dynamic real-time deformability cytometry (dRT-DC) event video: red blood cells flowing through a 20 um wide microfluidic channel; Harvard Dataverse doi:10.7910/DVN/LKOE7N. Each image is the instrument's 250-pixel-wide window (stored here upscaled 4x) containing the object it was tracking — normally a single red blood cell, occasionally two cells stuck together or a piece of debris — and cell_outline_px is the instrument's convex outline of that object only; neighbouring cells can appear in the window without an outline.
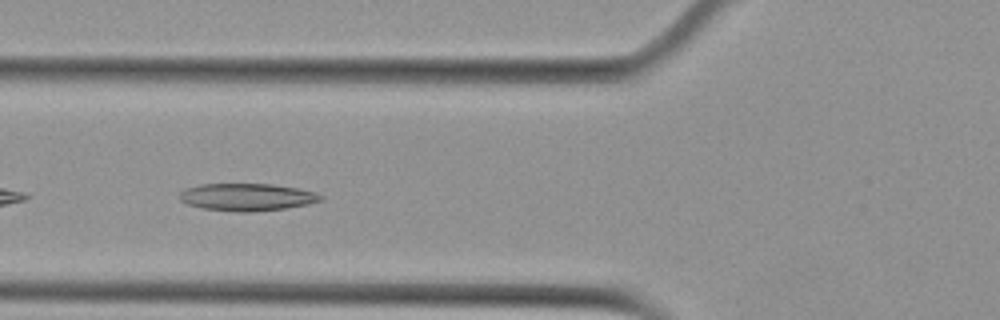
{"species": "Egyptian fruit bat (a non-hibernating species)", "species_latin": "Rousettus aegyptiacus", "temperature_condition": "cold", "stored_images_in_passage": 27, "segment_of_instrument_passage": [1, 2], "camera_frame_rate_fps": 3000, "um_per_image_px": 0.085, "animal": {"sex": "female"}, "frame": {"image": 1, "passage_image": 4, "time_ms": 1.0, "image_size_px": [1000, 320], "cell_outline_px": [[324, 200], [308, 204], [284, 208], [252, 212], [240, 212], [204, 208], [188, 204], [180, 200], [180, 192], [188, 188], [200, 184], [272, 184], [296, 188], [316, 192], [324, 196]], "centroid_in_image_um": [21.04, 16.75], "position_along_channel_um": 104.8, "area_um2": 22.37}}
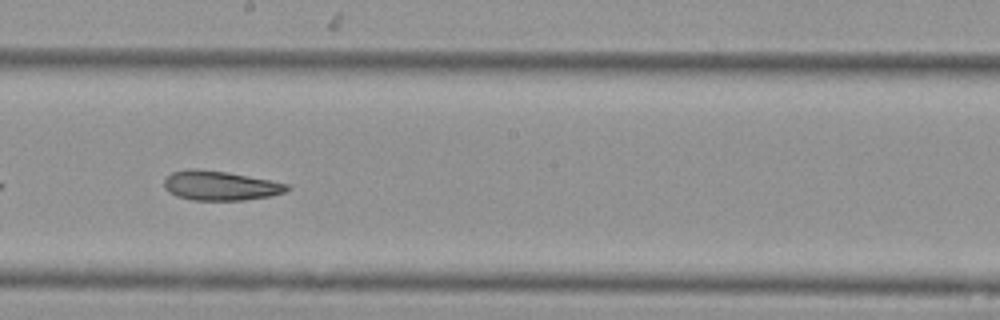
{"frame": {"image": 2, "passage_image": 14, "time_ms": 4.333, "image_size_px": [1000, 320], "cell_outline_px": [[292, 188], [284, 192], [268, 196], [244, 200], [192, 200], [176, 196], [168, 192], [164, 188], [164, 180], [172, 172], [192, 168], [196, 168], [228, 172], [288, 184]], "centroid_in_image_um": [18.68, 15.78], "position_along_channel_um": 229.5, "area_um2": 21.04}}
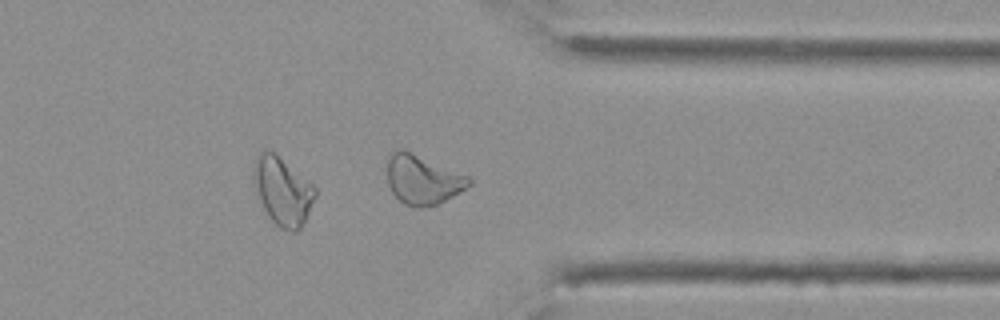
{"frame": {"image": 3, "passage_image": 26, "time_ms": 8.333, "image_size_px": [1000, 320], "cell_outline_px": [[316, 196], [300, 228], [296, 232], [292, 232], [280, 228], [268, 216], [256, 196], [252, 176], [252, 168], [256, 156], [260, 152], [272, 152], [312, 184], [316, 188]], "centroid_in_image_um": [23.97, 16.27], "position_along_channel_um": 387.4, "area_um2": 24.04}}